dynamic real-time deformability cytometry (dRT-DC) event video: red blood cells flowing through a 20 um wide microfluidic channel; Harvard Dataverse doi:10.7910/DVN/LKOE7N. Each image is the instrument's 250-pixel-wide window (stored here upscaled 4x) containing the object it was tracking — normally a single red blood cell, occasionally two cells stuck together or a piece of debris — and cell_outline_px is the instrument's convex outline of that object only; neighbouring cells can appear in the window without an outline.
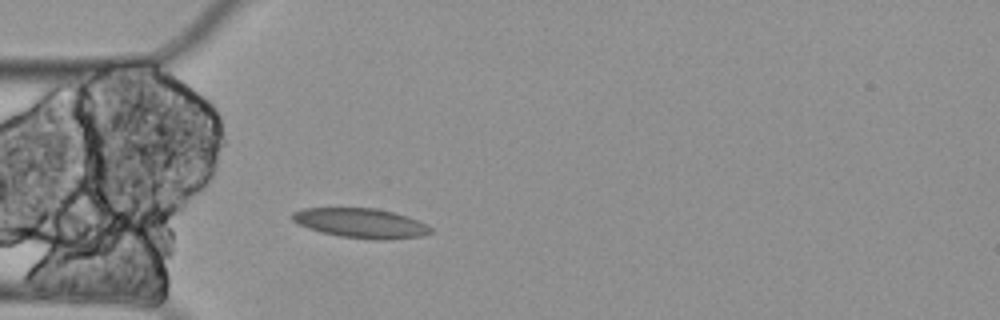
{"species": "Egyptian fruit bat (a non-hibernating species)", "species_latin": "Rousettus aegyptiacus", "temperature_condition": "cold", "stored_images_in_passage": 4, "camera_frame_rate_fps": 3000, "um_per_image_px": 0.085, "animal": {"sex": "female"}, "frame": {"image": 1, "passage_image": 4, "time_ms": 1.0, "image_size_px": [1000, 320], "cell_outline_px": [[432, 232], [424, 236], [388, 240], [372, 240], [340, 236], [320, 232], [308, 228], [292, 220], [292, 212], [304, 208], [376, 208], [392, 212], [428, 224], [432, 228]], "centroid_in_image_um": [30.69, 18.98], "position_along_channel_um": 54.3, "area_um2": 23.93}}